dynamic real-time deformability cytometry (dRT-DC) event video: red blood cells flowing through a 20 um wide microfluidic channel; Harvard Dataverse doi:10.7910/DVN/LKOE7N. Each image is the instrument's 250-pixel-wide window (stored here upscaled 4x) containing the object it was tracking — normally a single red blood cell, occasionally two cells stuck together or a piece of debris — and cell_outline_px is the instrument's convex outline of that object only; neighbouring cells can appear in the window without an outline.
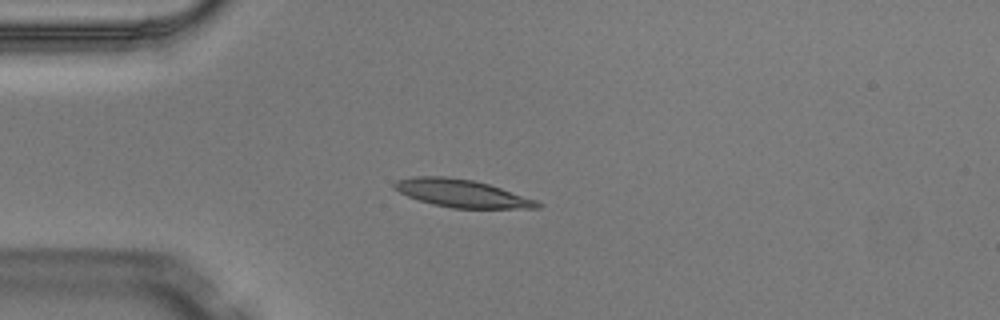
{"species": "Egyptian fruit bat (a non-hibernating species)", "species_latin": "Rousettus aegyptiacus", "temperature_condition": "warm", "stored_images_in_passage": 4, "camera_frame_rate_fps": 3000, "um_per_image_px": 0.085, "animal": {"sex": "male"}, "frame": {"image": 1, "passage_image": 4, "time_ms": 1.0, "image_size_px": [1000, 320], "cell_outline_px": [[544, 204], [540, 208], [452, 208], [432, 204], [408, 196], [392, 188], [392, 184], [396, 180], [412, 176], [444, 176], [472, 180], [488, 184], [536, 200]], "centroid_in_image_um": [39.22, 16.43], "position_along_channel_um": 45.8, "area_um2": 23.0}}